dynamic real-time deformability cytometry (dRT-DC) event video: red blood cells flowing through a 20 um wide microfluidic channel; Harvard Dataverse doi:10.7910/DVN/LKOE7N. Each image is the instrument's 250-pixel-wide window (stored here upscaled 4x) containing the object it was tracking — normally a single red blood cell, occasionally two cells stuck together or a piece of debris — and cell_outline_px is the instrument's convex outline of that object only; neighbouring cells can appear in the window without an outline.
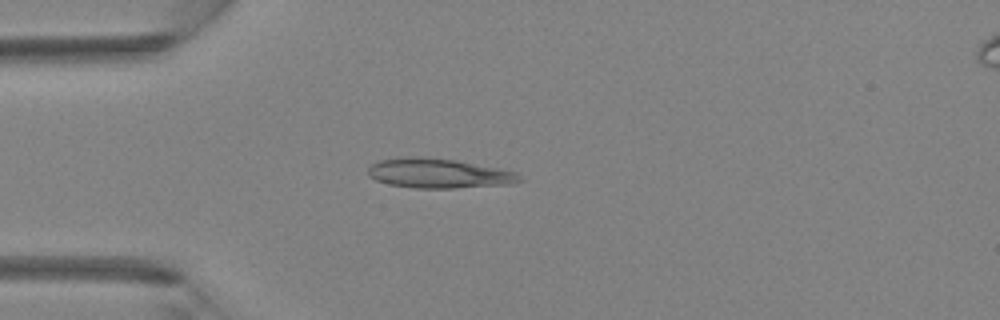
{"species": "Egyptian fruit bat (a non-hibernating species)", "species_latin": "Rousettus aegyptiacus", "temperature_condition": "room temperature", "stored_images_in_passage": 5, "camera_frame_rate_fps": 3000, "um_per_image_px": 0.085, "animal": {"sex": "female"}, "frame": {"image": 1, "passage_image": 4, "time_ms": 1.0, "image_size_px": [1000, 320], "cell_outline_px": [[524, 180], [512, 184], [456, 188], [416, 188], [388, 184], [376, 180], [368, 176], [368, 168], [372, 164], [380, 160], [408, 156], [424, 156], [456, 160], [516, 172]], "centroid_in_image_um": [37.28, 14.73], "position_along_channel_um": 47.7, "area_um2": 26.24}}